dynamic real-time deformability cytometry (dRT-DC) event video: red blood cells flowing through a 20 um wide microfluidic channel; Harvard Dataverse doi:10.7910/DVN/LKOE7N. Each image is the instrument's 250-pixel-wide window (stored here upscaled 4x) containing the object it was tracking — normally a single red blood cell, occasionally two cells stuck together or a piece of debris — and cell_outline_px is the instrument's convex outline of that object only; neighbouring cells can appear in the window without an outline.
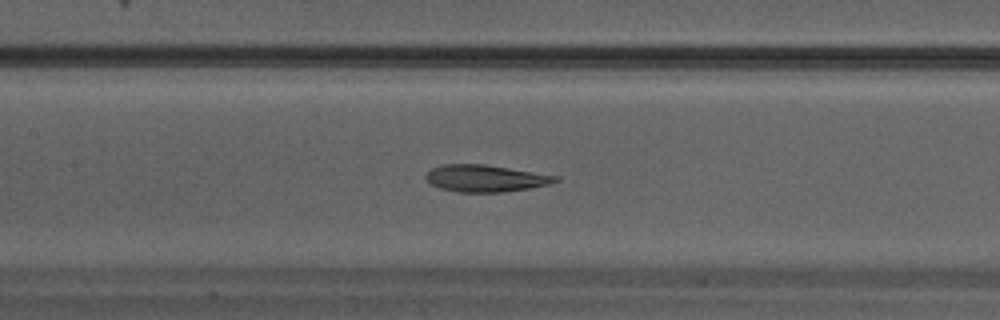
{"species": "Egyptian fruit bat (a non-hibernating species)", "species_latin": "Rousettus aegyptiacus", "temperature_condition": "warm", "stored_images_in_passage": 34, "camera_frame_rate_fps": 3000, "um_per_image_px": 0.085, "animal": {"sex": "male"}, "frame": {"image": 1, "passage_image": 15, "time_ms": 4.667, "image_size_px": [1000, 320], "cell_outline_px": [[560, 180], [548, 184], [528, 188], [500, 192], [456, 192], [440, 188], [432, 184], [424, 176], [432, 168], [444, 164], [484, 164], [556, 176]], "centroid_in_image_um": [41.21, 15.16], "position_along_channel_um": 166.2, "area_um2": 19.94}}